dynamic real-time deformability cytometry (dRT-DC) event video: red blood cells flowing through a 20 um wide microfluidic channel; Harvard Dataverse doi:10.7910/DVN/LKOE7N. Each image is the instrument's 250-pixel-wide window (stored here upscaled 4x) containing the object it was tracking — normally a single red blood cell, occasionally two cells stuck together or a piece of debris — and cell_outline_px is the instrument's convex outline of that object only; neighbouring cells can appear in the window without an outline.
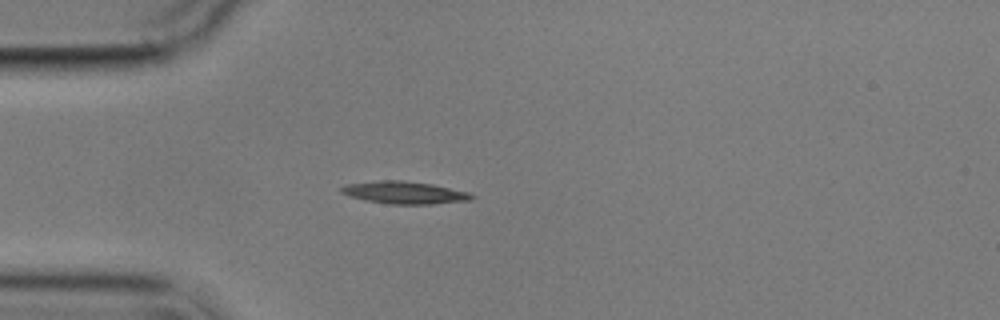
{"species": "common noctule bat (a hibernating species)", "species_latin": "Nyctalus noctula", "temperature_condition": "cold", "stored_images_in_passage": 5, "camera_frame_rate_fps": 3000, "um_per_image_px": 0.085, "animal": {"sex": "male", "body_mass_g": 17.9}, "frame": {"image": 1, "passage_image": 4, "time_ms": 3.667, "image_size_px": [1000, 320], "cell_outline_px": [[476, 196], [472, 200], [432, 204], [392, 204], [364, 200], [348, 196], [340, 192], [340, 188], [348, 184], [380, 180], [400, 180], [432, 184], [468, 192]], "centroid_in_image_um": [34.38, 16.37], "position_along_channel_um": 50.6, "area_um2": 16.99}}